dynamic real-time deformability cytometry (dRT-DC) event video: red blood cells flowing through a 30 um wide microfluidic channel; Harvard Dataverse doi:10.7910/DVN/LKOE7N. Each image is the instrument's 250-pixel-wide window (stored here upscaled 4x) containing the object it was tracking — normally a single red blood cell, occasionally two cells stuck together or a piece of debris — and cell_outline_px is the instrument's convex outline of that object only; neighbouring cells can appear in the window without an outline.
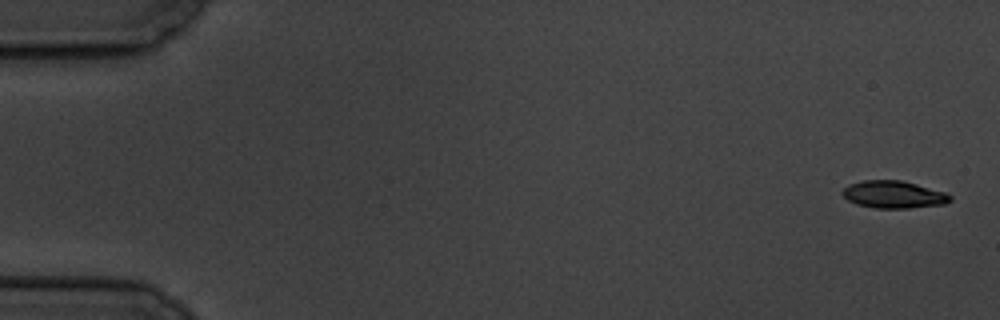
{"species": "common noctule bat (a hibernating species)", "species_latin": "Nyctalus noctula", "temperature_condition": "cold", "stored_images_in_passage": 6, "camera_frame_rate_fps": 3000, "um_per_image_px": 0.085, "animal": {"sex": "male", "body_mass_g": 19.5, "forearm_length_mm": 54.6}, "frame": {"image": 1, "passage_image": 1, "time_ms": 0.0, "image_size_px": [1000, 320], "cell_outline_px": [[952, 200], [944, 204], [908, 208], [876, 208], [856, 204], [848, 200], [840, 192], [848, 184], [864, 180], [900, 180], [916, 184], [944, 192], [952, 196]], "centroid_in_image_um": [75.93, 16.53], "position_along_channel_um": 9.1, "area_um2": 17.11}}
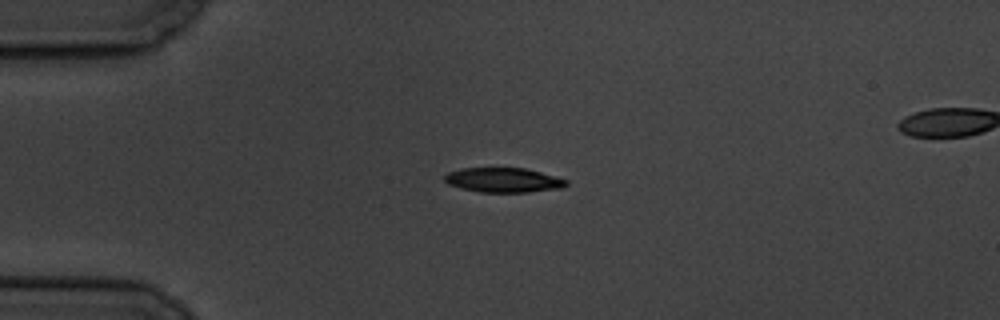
{"frame": {"image": 2, "passage_image": 5, "time_ms": 4.333, "image_size_px": [1000, 320], "cell_outline_px": [[568, 184], [560, 188], [528, 192], [480, 192], [460, 188], [448, 184], [444, 180], [444, 176], [448, 172], [460, 168], [524, 168], [556, 176], [568, 180]], "centroid_in_image_um": [42.77, 15.3], "position_along_channel_um": 42.2, "area_um2": 17.46}}